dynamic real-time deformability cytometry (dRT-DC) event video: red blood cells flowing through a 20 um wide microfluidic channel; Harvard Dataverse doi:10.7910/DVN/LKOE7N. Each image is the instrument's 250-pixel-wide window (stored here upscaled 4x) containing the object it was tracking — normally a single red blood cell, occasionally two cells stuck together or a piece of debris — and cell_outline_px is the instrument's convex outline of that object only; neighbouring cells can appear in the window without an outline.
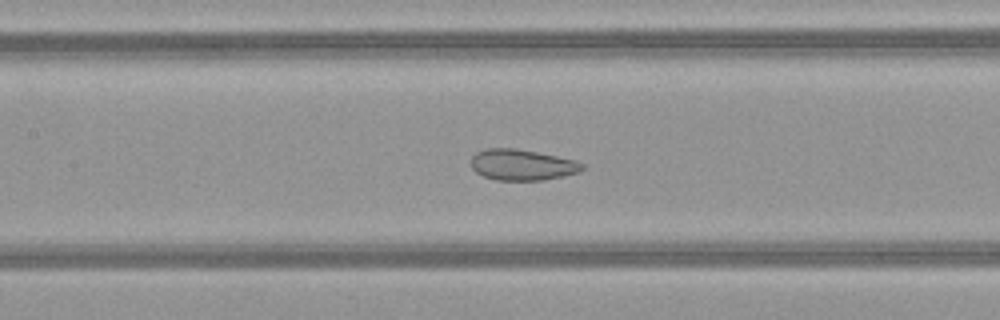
{"species": "common noctule bat (a hibernating species)", "species_latin": "Nyctalus noctula", "temperature_condition": "warm", "stored_images_in_passage": 51, "camera_frame_rate_fps": 3000, "um_per_image_px": 0.085, "animal": {"sex": "female", "body_mass_g": 21.9}, "frame": {"image": 1, "passage_image": 24, "time_ms": 7.667, "image_size_px": [1000, 320], "cell_outline_px": [[584, 168], [580, 172], [544, 180], [496, 180], [484, 176], [476, 172], [472, 168], [472, 156], [476, 152], [488, 148], [516, 148], [576, 160], [584, 164]], "centroid_in_image_um": [44.39, 14.01], "position_along_channel_um": 163.0, "area_um2": 20.0}}
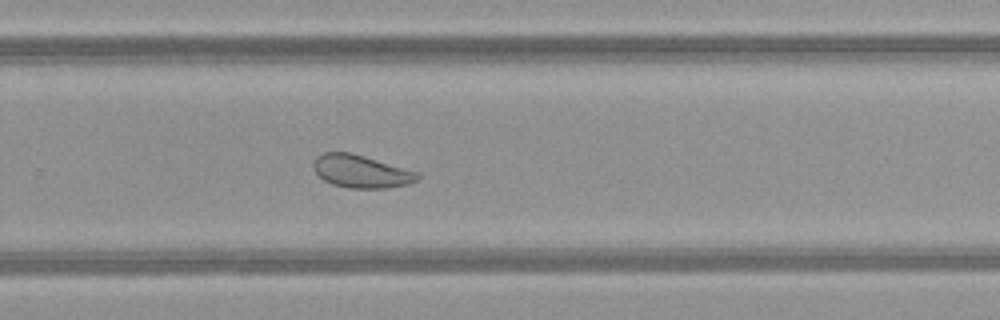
{"frame": {"image": 2, "passage_image": 34, "time_ms": 11.0, "image_size_px": [1000, 320], "cell_outline_px": [[420, 176], [416, 180], [408, 184], [388, 188], [348, 188], [332, 184], [324, 180], [312, 168], [312, 164], [316, 156], [324, 152], [352, 152], [420, 172]], "centroid_in_image_um": [30.69, 14.56], "position_along_channel_um": 299.1, "area_um2": 20.11}}
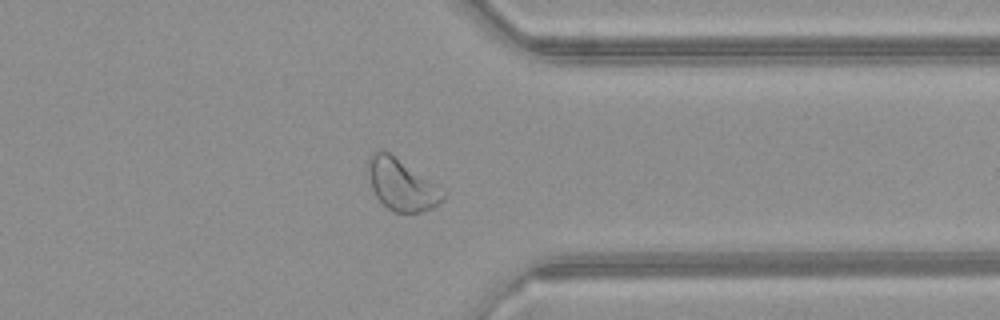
{"frame": {"image": 3, "passage_image": 40, "time_ms": 13.0, "image_size_px": [1000, 320], "cell_outline_px": [[448, 192], [444, 200], [432, 208], [420, 212], [396, 212], [388, 208], [376, 196], [372, 188], [368, 172], [368, 160], [372, 152], [380, 148], [388, 152]], "centroid_in_image_um": [34.16, 15.69], "position_along_channel_um": 377.2, "area_um2": 22.31}, "authors_computed_cell_mechanics": {"area_um2": 26.0678, "velocity_mm_per_s": 4.0987, "shape_relaxation_time_tau1_ms": null, "shape_relaxation_time_tau2_ms": 0.8512, "deformation_change_tau1": null, "deformation_change_tau2": 0.0571}}